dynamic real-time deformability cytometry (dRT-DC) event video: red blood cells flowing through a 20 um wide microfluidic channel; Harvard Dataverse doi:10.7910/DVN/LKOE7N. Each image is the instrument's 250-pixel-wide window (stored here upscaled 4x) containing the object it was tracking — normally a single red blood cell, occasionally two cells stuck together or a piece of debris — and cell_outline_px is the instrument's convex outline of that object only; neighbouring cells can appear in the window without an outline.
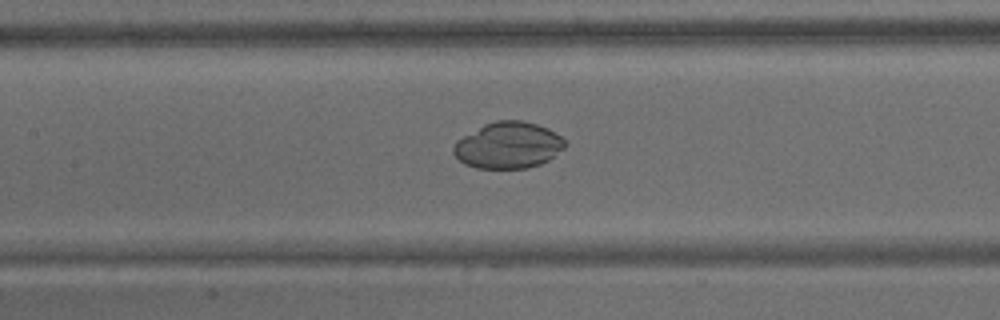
{"species": "common noctule bat (a hibernating species)", "species_latin": "Nyctalus noctula", "temperature_condition": "warm", "stored_images_in_passage": 59, "camera_frame_rate_fps": 3000, "um_per_image_px": 0.085, "animal": {"sex": "male", "body_mass_g": 15.6}, "frame": {"image": 1, "passage_image": 24, "time_ms": 7.667, "image_size_px": [1000, 320], "cell_outline_px": [[568, 144], [564, 148], [548, 160], [540, 164], [528, 168], [476, 168], [464, 164], [452, 152], [452, 148], [456, 140], [484, 124], [496, 120], [520, 120], [536, 124], [548, 128], [560, 136]], "centroid_in_image_um": [43.18, 12.35], "position_along_channel_um": 164.2, "area_um2": 30.17}}
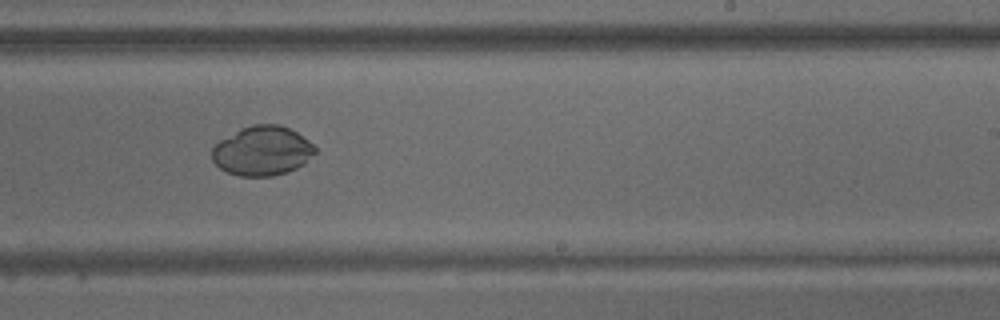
{"frame": {"image": 2, "passage_image": 34, "time_ms": 11.0, "image_size_px": [1000, 320], "cell_outline_px": [[316, 152], [304, 164], [288, 172], [272, 176], [240, 176], [228, 172], [220, 168], [212, 160], [212, 148], [220, 140], [240, 128], [252, 124], [276, 124], [288, 128], [296, 132], [308, 140], [316, 148]], "centroid_in_image_um": [22.29, 12.82], "position_along_channel_um": 266.7, "area_um2": 29.65}}
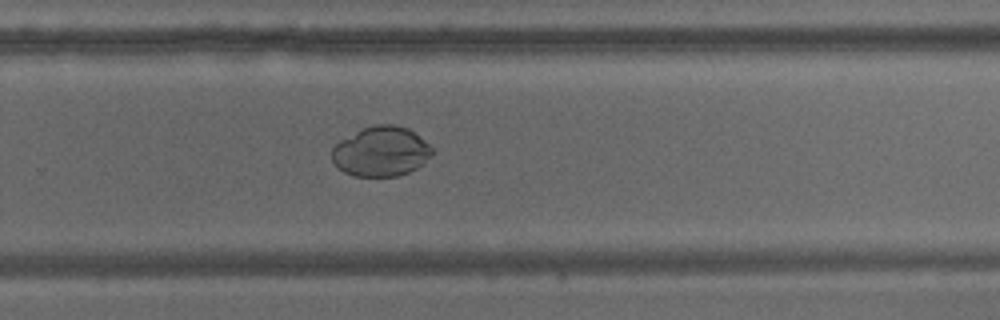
{"frame": {"image": 3, "passage_image": 37, "time_ms": 12.0, "image_size_px": [1000, 320], "cell_outline_px": [[436, 152], [424, 164], [408, 172], [396, 176], [352, 176], [344, 172], [332, 160], [332, 148], [340, 140], [372, 124], [392, 124], [408, 128], [424, 140]], "centroid_in_image_um": [32.42, 12.88], "position_along_channel_um": 297.4, "area_um2": 29.13}}